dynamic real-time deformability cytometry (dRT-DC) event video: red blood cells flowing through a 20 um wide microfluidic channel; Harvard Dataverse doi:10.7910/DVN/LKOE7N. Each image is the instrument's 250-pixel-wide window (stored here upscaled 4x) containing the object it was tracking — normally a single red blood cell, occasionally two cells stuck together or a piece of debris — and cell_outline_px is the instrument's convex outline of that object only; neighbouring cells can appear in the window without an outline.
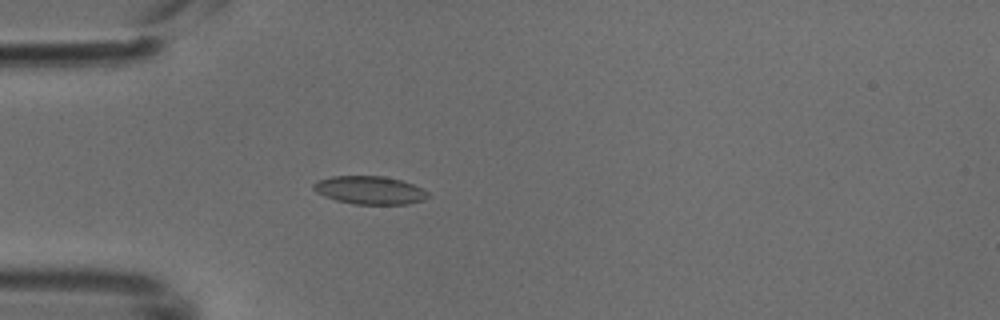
{"species": "common noctule bat (a hibernating species)", "species_latin": "Nyctalus noctula", "temperature_condition": "cold", "stored_images_in_passage": 4, "camera_frame_rate_fps": 3000, "um_per_image_px": 0.085, "animal": {"sex": "male", "body_mass_g": 18.8}, "frame": {"image": 1, "passage_image": 4, "time_ms": 1.0, "image_size_px": [1000, 320], "cell_outline_px": [[428, 196], [424, 200], [408, 204], [352, 204], [336, 200], [324, 196], [316, 192], [312, 188], [312, 184], [316, 180], [332, 176], [384, 176], [400, 180], [412, 184], [428, 192]], "centroid_in_image_um": [31.38, 16.16], "position_along_channel_um": 53.6, "area_um2": 18.79}}